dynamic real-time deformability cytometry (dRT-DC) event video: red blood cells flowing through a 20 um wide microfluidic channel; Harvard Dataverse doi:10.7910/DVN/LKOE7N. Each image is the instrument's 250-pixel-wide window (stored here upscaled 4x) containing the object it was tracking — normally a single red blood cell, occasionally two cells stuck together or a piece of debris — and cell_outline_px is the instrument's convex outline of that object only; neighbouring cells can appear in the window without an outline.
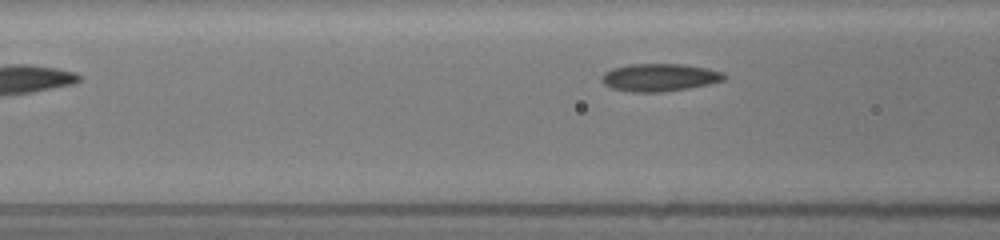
{"species": "common noctule bat (a hibernating species)", "species_latin": "Nyctalus noctula", "temperature_condition": "room temperature", "stored_images_in_passage": 6, "segment_of_instrument_passage": [2, 2], "camera_frame_rate_fps": 3000, "um_per_image_px": 0.085, "animal": {"sex": "female", "body_mass_g": 19.5, "forearm_length_mm": 54.1}, "frame": {"image": 1, "passage_image": 6, "time_ms": 3.333, "image_size_px": [1000, 240], "cell_outline_px": [[728, 76], [724, 80], [708, 84], [688, 88], [660, 92], [632, 92], [612, 88], [604, 84], [600, 80], [600, 76], [604, 72], [612, 68], [628, 64], [684, 64], [708, 68], [724, 72]], "centroid_in_image_um": [56.05, 6.57], "position_along_channel_um": 110.5, "area_um2": 19.94}}